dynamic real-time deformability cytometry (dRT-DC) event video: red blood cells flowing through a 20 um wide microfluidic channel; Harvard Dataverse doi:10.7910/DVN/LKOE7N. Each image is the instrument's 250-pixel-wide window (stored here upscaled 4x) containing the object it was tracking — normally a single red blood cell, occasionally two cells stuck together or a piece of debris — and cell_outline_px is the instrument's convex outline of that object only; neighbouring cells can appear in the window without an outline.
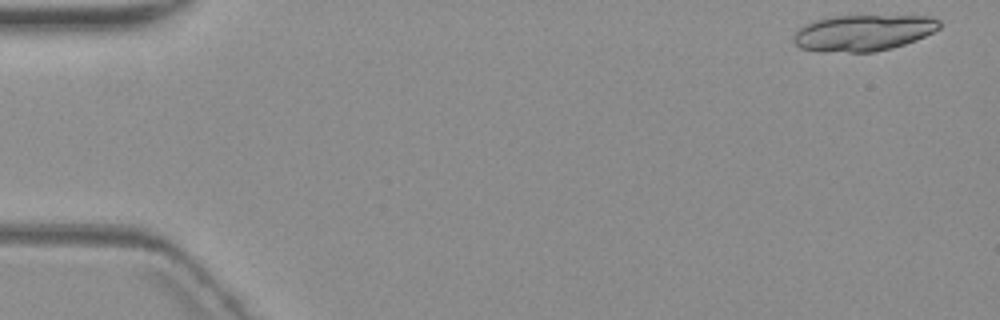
{"species": "common noctule bat (a hibernating species)", "species_latin": "Nyctalus noctula", "temperature_condition": "warm", "stored_images_in_passage": 5, "camera_frame_rate_fps": 3000, "um_per_image_px": 0.085, "animal": {"sex": "female", "body_mass_g": 19.3, "forearm_length_mm": 54.1}, "frame": {"image": 1, "passage_image": 1, "time_ms": 0.0, "image_size_px": [1000, 320], "cell_outline_px": [[940, 28], [916, 40], [892, 48], [872, 52], [816, 52], [800, 48], [792, 40], [792, 36], [804, 24], [812, 20], [832, 16], [932, 16], [940, 20]], "centroid_in_image_um": [73.33, 2.79], "position_along_channel_um": 11.7, "area_um2": 31.04}}